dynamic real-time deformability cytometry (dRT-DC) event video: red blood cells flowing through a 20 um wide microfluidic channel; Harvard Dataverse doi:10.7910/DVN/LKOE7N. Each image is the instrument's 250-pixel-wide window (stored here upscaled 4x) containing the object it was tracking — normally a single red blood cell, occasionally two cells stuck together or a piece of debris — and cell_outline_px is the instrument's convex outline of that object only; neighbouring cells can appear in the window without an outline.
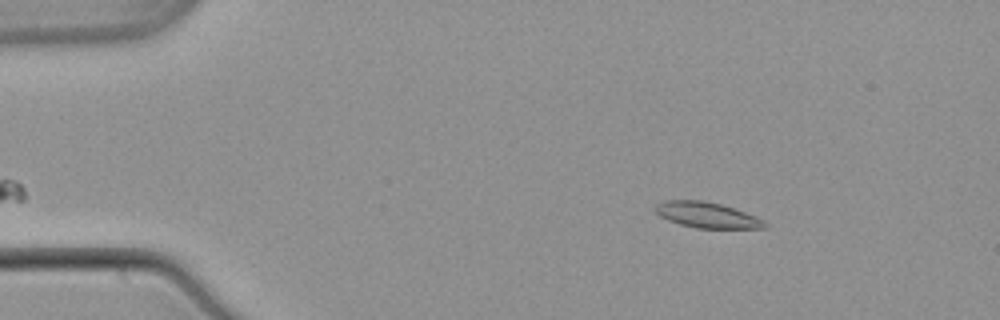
{"species": "common noctule bat (a hibernating species)", "species_latin": "Nyctalus noctula", "temperature_condition": "warm", "stored_images_in_passage": 48, "camera_frame_rate_fps": 3000, "um_per_image_px": 0.085, "animal": {"sex": "male", "body_mass_g": 21.5, "forearm_length_mm": 52.0}, "frame": {"image": 1, "passage_image": 3, "time_ms": 0.667, "image_size_px": [1000, 320], "cell_outline_px": [[768, 228], [696, 228], [680, 224], [668, 220], [660, 216], [652, 208], [656, 204], [664, 200], [704, 200], [720, 204], [756, 216], [764, 220], [768, 224]], "centroid_in_image_um": [60.07, 18.27], "position_along_channel_um": 24.9, "area_um2": 16.42}}
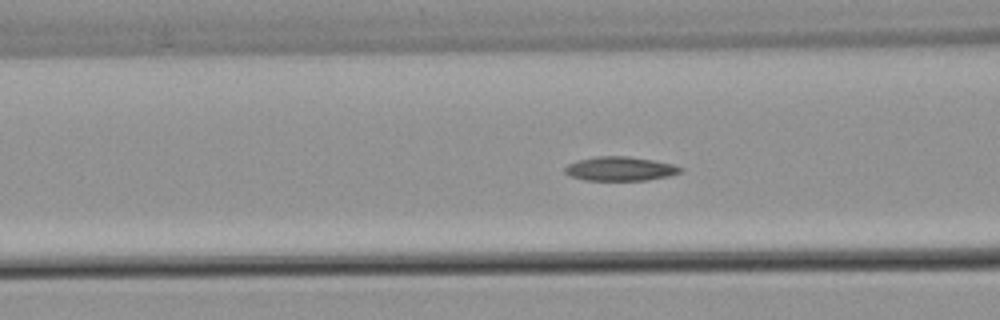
{"frame": {"image": 2, "passage_image": 16, "time_ms": 5.0, "image_size_px": [1000, 320], "cell_outline_px": [[684, 172], [668, 176], [648, 180], [584, 180], [568, 176], [564, 172], [564, 168], [568, 164], [576, 160], [596, 156], [628, 156], [652, 160], [672, 164], [684, 168]], "centroid_in_image_um": [52.69, 14.34], "position_along_channel_um": 113.9, "area_um2": 16.42}}
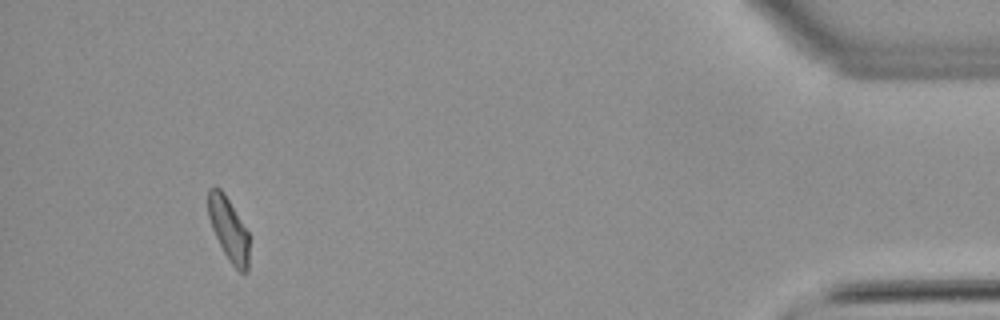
{"frame": {"image": 3, "passage_image": 45, "time_ms": 14.667, "image_size_px": [1000, 320], "cell_outline_px": [[248, 272], [240, 272], [232, 264], [224, 252], [212, 228], [208, 216], [208, 188], [220, 188], [224, 192], [248, 232]], "centroid_in_image_um": [19.43, 19.46], "position_along_channel_um": 415.8, "area_um2": 14.8}, "authors_computed_cell_mechanics": {"area_um2": 16.2418, "velocity_mm_per_s": 3.8291, "shape_relaxation_time_tau1_ms": null, "shape_relaxation_time_tau2_ms": 10.0422, "deformation_change_tau1": null, "deformation_change_tau2": 0.1554}}